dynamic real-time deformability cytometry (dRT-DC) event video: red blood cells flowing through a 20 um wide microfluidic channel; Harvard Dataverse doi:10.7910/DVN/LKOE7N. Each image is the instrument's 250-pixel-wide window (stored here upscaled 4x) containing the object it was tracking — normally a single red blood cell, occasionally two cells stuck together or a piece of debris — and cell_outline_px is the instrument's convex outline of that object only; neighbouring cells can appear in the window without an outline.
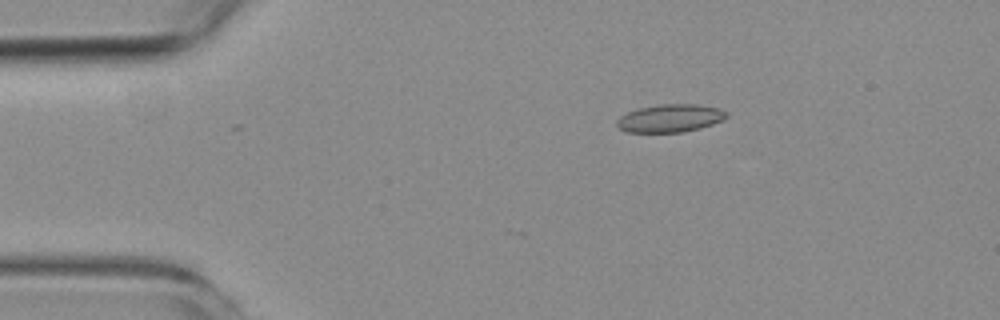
{"species": "common noctule bat (a hibernating species)", "species_latin": "Nyctalus noctula", "temperature_condition": "room temperature", "stored_images_in_passage": 5, "camera_frame_rate_fps": 3000, "um_per_image_px": 0.085, "animal": {"sex": "female", "body_mass_g": 19.3, "forearm_length_mm": 54.1}, "frame": {"image": 1, "passage_image": 2, "time_ms": 1.333, "image_size_px": [1000, 320], "cell_outline_px": [[728, 116], [724, 120], [700, 128], [680, 132], [628, 132], [620, 128], [616, 124], [616, 120], [620, 116], [636, 108], [656, 104], [696, 104], [720, 108], [728, 112]], "centroid_in_image_um": [56.97, 10.03], "position_along_channel_um": 28.0, "area_um2": 17.98}}
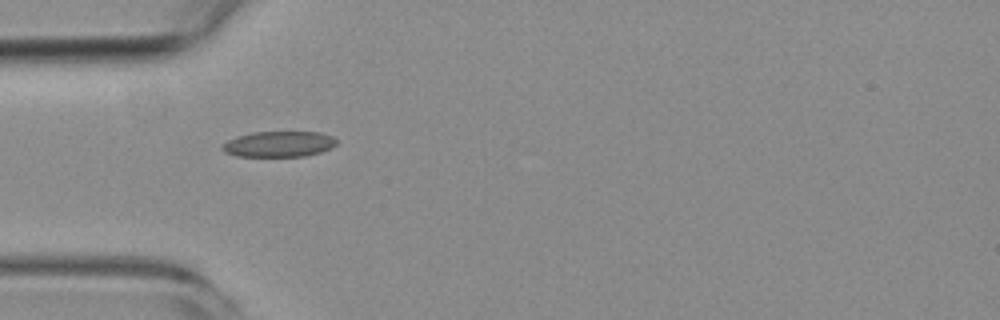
{"frame": {"image": 2, "passage_image": 4, "time_ms": 3.667, "image_size_px": [1000, 320], "cell_outline_px": [[336, 144], [332, 148], [320, 152], [304, 156], [236, 156], [224, 152], [220, 148], [228, 140], [236, 136], [252, 132], [320, 132], [332, 136], [336, 140]], "centroid_in_image_um": [23.69, 12.24], "position_along_channel_um": 61.3, "area_um2": 17.11}}
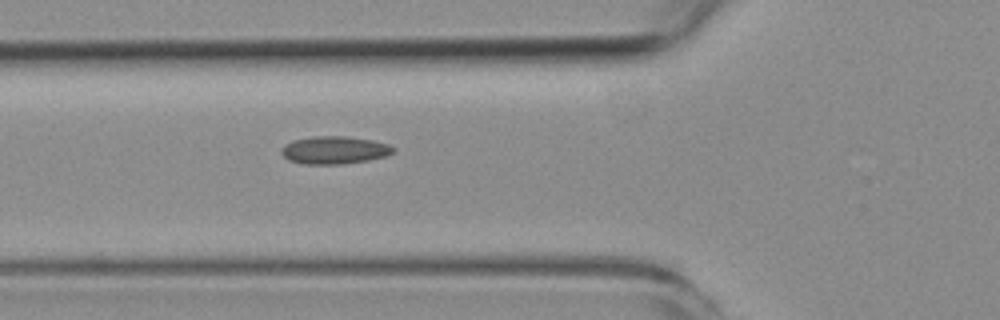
{"frame": {"image": 3, "passage_image": 5, "time_ms": 4.667, "image_size_px": [1000, 320], "cell_outline_px": [[396, 148], [392, 152], [384, 156], [368, 160], [340, 164], [304, 164], [288, 160], [280, 152], [284, 144], [292, 140], [312, 136], [348, 136], [372, 140], [388, 144]], "centroid_in_image_um": [28.39, 12.75], "position_along_channel_um": 97.4, "area_um2": 18.09}}